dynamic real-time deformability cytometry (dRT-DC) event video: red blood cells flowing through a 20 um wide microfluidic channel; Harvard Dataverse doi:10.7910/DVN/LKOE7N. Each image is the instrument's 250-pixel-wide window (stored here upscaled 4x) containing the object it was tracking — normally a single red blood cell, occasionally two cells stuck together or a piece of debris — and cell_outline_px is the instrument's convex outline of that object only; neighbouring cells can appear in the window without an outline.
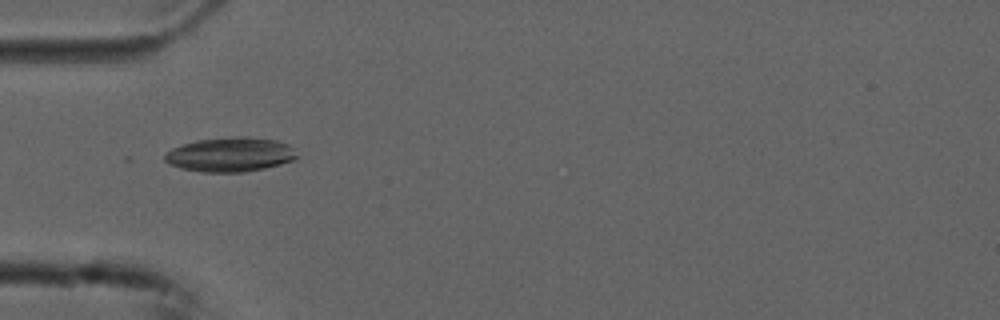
{"species": "common noctule bat (a hibernating species)", "species_latin": "Nyctalus noctula", "temperature_condition": "cold", "stored_images_in_passage": 36, "camera_frame_rate_fps": 3000, "um_per_image_px": 0.085, "animal": {"sex": "male", "forearm_length_mm": 52.5}, "frame": {"image": 1, "passage_image": 1, "time_ms": 0.0, "image_size_px": [1000, 320], "cell_outline_px": [[300, 156], [296, 160], [264, 168], [244, 172], [200, 172], [180, 168], [164, 160], [164, 156], [172, 148], [196, 140], [232, 136], [248, 136], [276, 140], [288, 144]], "centroid_in_image_um": [19.61, 13.13], "position_along_channel_um": 65.4, "area_um2": 26.65}}
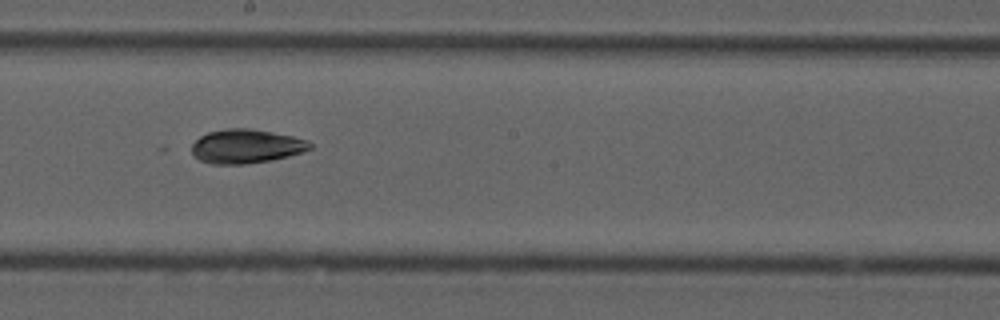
{"frame": {"image": 2, "passage_image": 14, "time_ms": 4.333, "image_size_px": [1000, 320], "cell_outline_px": [[312, 148], [288, 156], [272, 160], [248, 164], [212, 164], [200, 160], [192, 152], [192, 144], [200, 136], [208, 132], [228, 128], [248, 128], [272, 132], [292, 136], [308, 140], [312, 144]], "centroid_in_image_um": [20.92, 12.43], "position_along_channel_um": 227.3, "area_um2": 23.35}}
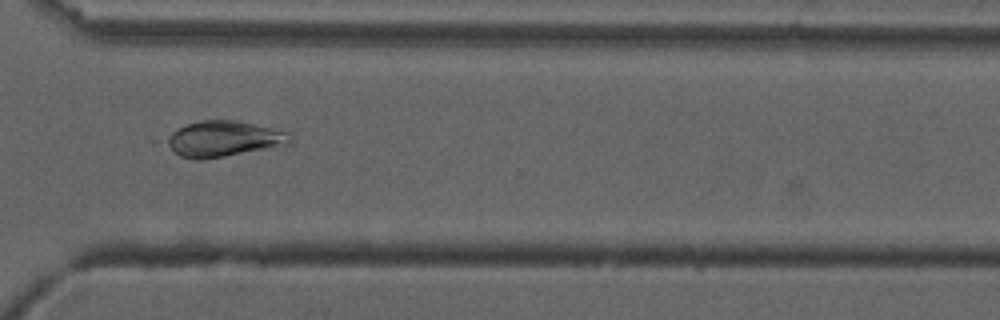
{"frame": {"image": 3, "passage_image": 24, "time_ms": 7.667, "image_size_px": [1000, 320], "cell_outline_px": [[292, 144], [204, 160], [196, 160], [180, 156], [148, 140], [188, 124], [200, 120], [236, 120], [292, 132]], "centroid_in_image_um": [18.78, 11.81], "position_along_channel_um": 351.8, "area_um2": 27.46}, "authors_computed_cell_mechanics": {"area_um2": 23.8136, "velocity_mm_per_s": 3.7427, "shape_relaxation_time_tau1_ms": 8.452, "shape_relaxation_time_tau2_ms": 1.3467, "deformation_change_tau1": 0.093, "deformation_change_tau2": 0.0545}}